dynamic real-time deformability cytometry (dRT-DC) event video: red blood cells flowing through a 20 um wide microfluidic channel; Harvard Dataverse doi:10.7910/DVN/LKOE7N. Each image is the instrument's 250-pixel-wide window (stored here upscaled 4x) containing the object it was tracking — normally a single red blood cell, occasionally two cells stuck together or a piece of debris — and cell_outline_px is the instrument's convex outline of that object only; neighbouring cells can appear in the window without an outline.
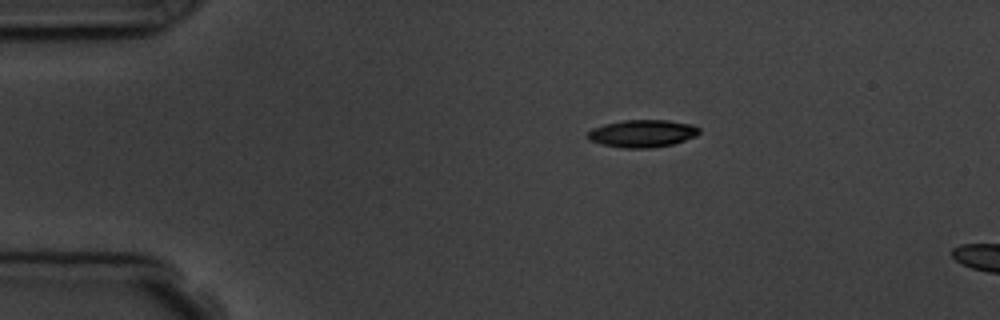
{"species": "common noctule bat (a hibernating species)", "species_latin": "Nyctalus noctula", "temperature_condition": "room temperature", "stored_images_in_passage": 4, "camera_frame_rate_fps": 3000, "um_per_image_px": 0.085, "animal": {"sex": "male", "body_mass_g": 19.5, "forearm_length_mm": 54.6}, "frame": {"image": 1, "passage_image": 3, "time_ms": 2.333, "image_size_px": [1000, 320], "cell_outline_px": [[700, 132], [696, 136], [672, 144], [648, 148], [624, 148], [600, 144], [588, 140], [588, 132], [592, 128], [604, 124], [620, 120], [668, 120], [692, 124], [700, 128]], "centroid_in_image_um": [54.59, 11.34], "position_along_channel_um": 30.4, "area_um2": 17.92}}